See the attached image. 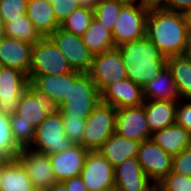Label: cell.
I'll return each mask as SVG.
<instances>
[{
  "mask_svg": "<svg viewBox=\"0 0 191 191\" xmlns=\"http://www.w3.org/2000/svg\"><path fill=\"white\" fill-rule=\"evenodd\" d=\"M136 158L155 185L172 171V156L152 139L140 142Z\"/></svg>",
  "mask_w": 191,
  "mask_h": 191,
  "instance_id": "7c38bea8",
  "label": "cell"
},
{
  "mask_svg": "<svg viewBox=\"0 0 191 191\" xmlns=\"http://www.w3.org/2000/svg\"><path fill=\"white\" fill-rule=\"evenodd\" d=\"M4 21H3V18L1 17L0 15V36L3 35V32H4Z\"/></svg>",
  "mask_w": 191,
  "mask_h": 191,
  "instance_id": "f6af8a7d",
  "label": "cell"
},
{
  "mask_svg": "<svg viewBox=\"0 0 191 191\" xmlns=\"http://www.w3.org/2000/svg\"><path fill=\"white\" fill-rule=\"evenodd\" d=\"M88 74L100 93L108 85L118 80L126 79L127 72L124 60L118 47L93 55Z\"/></svg>",
  "mask_w": 191,
  "mask_h": 191,
  "instance_id": "ba28073f",
  "label": "cell"
},
{
  "mask_svg": "<svg viewBox=\"0 0 191 191\" xmlns=\"http://www.w3.org/2000/svg\"><path fill=\"white\" fill-rule=\"evenodd\" d=\"M48 191H67L62 182H56Z\"/></svg>",
  "mask_w": 191,
  "mask_h": 191,
  "instance_id": "ee69618b",
  "label": "cell"
},
{
  "mask_svg": "<svg viewBox=\"0 0 191 191\" xmlns=\"http://www.w3.org/2000/svg\"><path fill=\"white\" fill-rule=\"evenodd\" d=\"M3 35L12 37L32 45L39 42L43 37L36 30L27 14L21 18L12 19L4 24Z\"/></svg>",
  "mask_w": 191,
  "mask_h": 191,
  "instance_id": "f1b7e54d",
  "label": "cell"
},
{
  "mask_svg": "<svg viewBox=\"0 0 191 191\" xmlns=\"http://www.w3.org/2000/svg\"><path fill=\"white\" fill-rule=\"evenodd\" d=\"M172 172L191 176V145L172 157Z\"/></svg>",
  "mask_w": 191,
  "mask_h": 191,
  "instance_id": "8d00e7d4",
  "label": "cell"
},
{
  "mask_svg": "<svg viewBox=\"0 0 191 191\" xmlns=\"http://www.w3.org/2000/svg\"><path fill=\"white\" fill-rule=\"evenodd\" d=\"M189 33H191V8L183 13Z\"/></svg>",
  "mask_w": 191,
  "mask_h": 191,
  "instance_id": "7bdbcfd3",
  "label": "cell"
},
{
  "mask_svg": "<svg viewBox=\"0 0 191 191\" xmlns=\"http://www.w3.org/2000/svg\"><path fill=\"white\" fill-rule=\"evenodd\" d=\"M150 5L142 0H129L122 7L112 31L115 47L146 36V22Z\"/></svg>",
  "mask_w": 191,
  "mask_h": 191,
  "instance_id": "277c9868",
  "label": "cell"
},
{
  "mask_svg": "<svg viewBox=\"0 0 191 191\" xmlns=\"http://www.w3.org/2000/svg\"><path fill=\"white\" fill-rule=\"evenodd\" d=\"M87 191H114V168L98 151H89L80 174Z\"/></svg>",
  "mask_w": 191,
  "mask_h": 191,
  "instance_id": "8fae6325",
  "label": "cell"
},
{
  "mask_svg": "<svg viewBox=\"0 0 191 191\" xmlns=\"http://www.w3.org/2000/svg\"><path fill=\"white\" fill-rule=\"evenodd\" d=\"M2 169H3V159L0 161V180L2 176Z\"/></svg>",
  "mask_w": 191,
  "mask_h": 191,
  "instance_id": "c3c4849f",
  "label": "cell"
},
{
  "mask_svg": "<svg viewBox=\"0 0 191 191\" xmlns=\"http://www.w3.org/2000/svg\"><path fill=\"white\" fill-rule=\"evenodd\" d=\"M177 101L145 100V117L150 131L156 132L176 122Z\"/></svg>",
  "mask_w": 191,
  "mask_h": 191,
  "instance_id": "44dd1931",
  "label": "cell"
},
{
  "mask_svg": "<svg viewBox=\"0 0 191 191\" xmlns=\"http://www.w3.org/2000/svg\"><path fill=\"white\" fill-rule=\"evenodd\" d=\"M115 191H154L156 185L142 170L136 157L114 168Z\"/></svg>",
  "mask_w": 191,
  "mask_h": 191,
  "instance_id": "2e32d148",
  "label": "cell"
},
{
  "mask_svg": "<svg viewBox=\"0 0 191 191\" xmlns=\"http://www.w3.org/2000/svg\"><path fill=\"white\" fill-rule=\"evenodd\" d=\"M17 159L24 166L27 175L36 189L48 191L58 182L54 176L48 154L35 151L31 148H22L17 155Z\"/></svg>",
  "mask_w": 191,
  "mask_h": 191,
  "instance_id": "5bb4252c",
  "label": "cell"
},
{
  "mask_svg": "<svg viewBox=\"0 0 191 191\" xmlns=\"http://www.w3.org/2000/svg\"><path fill=\"white\" fill-rule=\"evenodd\" d=\"M28 76L14 68L0 66V112L10 116L17 111L21 95L27 89Z\"/></svg>",
  "mask_w": 191,
  "mask_h": 191,
  "instance_id": "4fadbf2b",
  "label": "cell"
},
{
  "mask_svg": "<svg viewBox=\"0 0 191 191\" xmlns=\"http://www.w3.org/2000/svg\"><path fill=\"white\" fill-rule=\"evenodd\" d=\"M33 45L5 35L0 36V66L17 69L28 76Z\"/></svg>",
  "mask_w": 191,
  "mask_h": 191,
  "instance_id": "d6986e66",
  "label": "cell"
},
{
  "mask_svg": "<svg viewBox=\"0 0 191 191\" xmlns=\"http://www.w3.org/2000/svg\"><path fill=\"white\" fill-rule=\"evenodd\" d=\"M31 83L60 105L69 90V73L36 76Z\"/></svg>",
  "mask_w": 191,
  "mask_h": 191,
  "instance_id": "4316f807",
  "label": "cell"
},
{
  "mask_svg": "<svg viewBox=\"0 0 191 191\" xmlns=\"http://www.w3.org/2000/svg\"><path fill=\"white\" fill-rule=\"evenodd\" d=\"M144 100L178 101L179 93L168 67H164L156 77L143 88Z\"/></svg>",
  "mask_w": 191,
  "mask_h": 191,
  "instance_id": "7402d4cb",
  "label": "cell"
},
{
  "mask_svg": "<svg viewBox=\"0 0 191 191\" xmlns=\"http://www.w3.org/2000/svg\"><path fill=\"white\" fill-rule=\"evenodd\" d=\"M62 122L66 136L74 143L81 144L86 119L70 118L69 116H62Z\"/></svg>",
  "mask_w": 191,
  "mask_h": 191,
  "instance_id": "d590c367",
  "label": "cell"
},
{
  "mask_svg": "<svg viewBox=\"0 0 191 191\" xmlns=\"http://www.w3.org/2000/svg\"><path fill=\"white\" fill-rule=\"evenodd\" d=\"M146 36L166 57L186 55L189 31L183 13L159 4H151L146 22Z\"/></svg>",
  "mask_w": 191,
  "mask_h": 191,
  "instance_id": "6da1fadb",
  "label": "cell"
},
{
  "mask_svg": "<svg viewBox=\"0 0 191 191\" xmlns=\"http://www.w3.org/2000/svg\"><path fill=\"white\" fill-rule=\"evenodd\" d=\"M72 145L74 143L65 134L62 114L59 111L47 115L40 125L35 128V137L29 148L52 155L65 151Z\"/></svg>",
  "mask_w": 191,
  "mask_h": 191,
  "instance_id": "52a82bcc",
  "label": "cell"
},
{
  "mask_svg": "<svg viewBox=\"0 0 191 191\" xmlns=\"http://www.w3.org/2000/svg\"><path fill=\"white\" fill-rule=\"evenodd\" d=\"M62 183L65 185L67 191H87V188L83 183L81 176L66 179L62 181Z\"/></svg>",
  "mask_w": 191,
  "mask_h": 191,
  "instance_id": "60d3db41",
  "label": "cell"
},
{
  "mask_svg": "<svg viewBox=\"0 0 191 191\" xmlns=\"http://www.w3.org/2000/svg\"><path fill=\"white\" fill-rule=\"evenodd\" d=\"M88 152L82 145L74 144L65 151L49 155L56 180L62 182L80 176Z\"/></svg>",
  "mask_w": 191,
  "mask_h": 191,
  "instance_id": "ac0fdd59",
  "label": "cell"
},
{
  "mask_svg": "<svg viewBox=\"0 0 191 191\" xmlns=\"http://www.w3.org/2000/svg\"><path fill=\"white\" fill-rule=\"evenodd\" d=\"M166 66L175 81L180 99L191 100V56L168 57Z\"/></svg>",
  "mask_w": 191,
  "mask_h": 191,
  "instance_id": "484cf974",
  "label": "cell"
},
{
  "mask_svg": "<svg viewBox=\"0 0 191 191\" xmlns=\"http://www.w3.org/2000/svg\"><path fill=\"white\" fill-rule=\"evenodd\" d=\"M27 3L28 0H0V15L4 23L25 15Z\"/></svg>",
  "mask_w": 191,
  "mask_h": 191,
  "instance_id": "e575fe53",
  "label": "cell"
},
{
  "mask_svg": "<svg viewBox=\"0 0 191 191\" xmlns=\"http://www.w3.org/2000/svg\"><path fill=\"white\" fill-rule=\"evenodd\" d=\"M148 4H159L162 0H142Z\"/></svg>",
  "mask_w": 191,
  "mask_h": 191,
  "instance_id": "bcb514c9",
  "label": "cell"
},
{
  "mask_svg": "<svg viewBox=\"0 0 191 191\" xmlns=\"http://www.w3.org/2000/svg\"><path fill=\"white\" fill-rule=\"evenodd\" d=\"M49 38L63 53L74 71L80 73H88L90 71L93 54L83 43L81 36L72 34L59 27Z\"/></svg>",
  "mask_w": 191,
  "mask_h": 191,
  "instance_id": "30bf717a",
  "label": "cell"
},
{
  "mask_svg": "<svg viewBox=\"0 0 191 191\" xmlns=\"http://www.w3.org/2000/svg\"><path fill=\"white\" fill-rule=\"evenodd\" d=\"M118 49L124 60L127 78L142 89L166 67L167 58L147 36L123 43Z\"/></svg>",
  "mask_w": 191,
  "mask_h": 191,
  "instance_id": "7a4b0ae2",
  "label": "cell"
},
{
  "mask_svg": "<svg viewBox=\"0 0 191 191\" xmlns=\"http://www.w3.org/2000/svg\"><path fill=\"white\" fill-rule=\"evenodd\" d=\"M45 1H47L48 3H51V4H53L55 2V0H45Z\"/></svg>",
  "mask_w": 191,
  "mask_h": 191,
  "instance_id": "681fc988",
  "label": "cell"
},
{
  "mask_svg": "<svg viewBox=\"0 0 191 191\" xmlns=\"http://www.w3.org/2000/svg\"><path fill=\"white\" fill-rule=\"evenodd\" d=\"M101 102L116 109L144 104L143 89L130 79H121L108 85L101 93Z\"/></svg>",
  "mask_w": 191,
  "mask_h": 191,
  "instance_id": "e0dca14e",
  "label": "cell"
},
{
  "mask_svg": "<svg viewBox=\"0 0 191 191\" xmlns=\"http://www.w3.org/2000/svg\"><path fill=\"white\" fill-rule=\"evenodd\" d=\"M74 71L63 53L49 37L33 45L28 80L36 76L59 75Z\"/></svg>",
  "mask_w": 191,
  "mask_h": 191,
  "instance_id": "5b68a950",
  "label": "cell"
},
{
  "mask_svg": "<svg viewBox=\"0 0 191 191\" xmlns=\"http://www.w3.org/2000/svg\"><path fill=\"white\" fill-rule=\"evenodd\" d=\"M151 139L172 157L191 145V133L176 123L153 132Z\"/></svg>",
  "mask_w": 191,
  "mask_h": 191,
  "instance_id": "d4e9b609",
  "label": "cell"
},
{
  "mask_svg": "<svg viewBox=\"0 0 191 191\" xmlns=\"http://www.w3.org/2000/svg\"><path fill=\"white\" fill-rule=\"evenodd\" d=\"M93 19V10L79 7L66 18L60 27L72 34L82 36L90 27Z\"/></svg>",
  "mask_w": 191,
  "mask_h": 191,
  "instance_id": "4dcf8cb0",
  "label": "cell"
},
{
  "mask_svg": "<svg viewBox=\"0 0 191 191\" xmlns=\"http://www.w3.org/2000/svg\"><path fill=\"white\" fill-rule=\"evenodd\" d=\"M52 7L56 20L61 25L66 18L80 6L77 0H55Z\"/></svg>",
  "mask_w": 191,
  "mask_h": 191,
  "instance_id": "74e56055",
  "label": "cell"
},
{
  "mask_svg": "<svg viewBox=\"0 0 191 191\" xmlns=\"http://www.w3.org/2000/svg\"><path fill=\"white\" fill-rule=\"evenodd\" d=\"M36 189L22 163L16 159H3L0 191H33Z\"/></svg>",
  "mask_w": 191,
  "mask_h": 191,
  "instance_id": "cb8c5ba5",
  "label": "cell"
},
{
  "mask_svg": "<svg viewBox=\"0 0 191 191\" xmlns=\"http://www.w3.org/2000/svg\"><path fill=\"white\" fill-rule=\"evenodd\" d=\"M187 55L191 56V33H189V46H188Z\"/></svg>",
  "mask_w": 191,
  "mask_h": 191,
  "instance_id": "7dc6e473",
  "label": "cell"
},
{
  "mask_svg": "<svg viewBox=\"0 0 191 191\" xmlns=\"http://www.w3.org/2000/svg\"><path fill=\"white\" fill-rule=\"evenodd\" d=\"M10 128L13 134L14 142L22 148H29L35 137V128L23 121V118L16 113L9 116Z\"/></svg>",
  "mask_w": 191,
  "mask_h": 191,
  "instance_id": "1f68e13d",
  "label": "cell"
},
{
  "mask_svg": "<svg viewBox=\"0 0 191 191\" xmlns=\"http://www.w3.org/2000/svg\"><path fill=\"white\" fill-rule=\"evenodd\" d=\"M129 0H101L93 10L94 18L110 32L113 31L122 7Z\"/></svg>",
  "mask_w": 191,
  "mask_h": 191,
  "instance_id": "f546056e",
  "label": "cell"
},
{
  "mask_svg": "<svg viewBox=\"0 0 191 191\" xmlns=\"http://www.w3.org/2000/svg\"><path fill=\"white\" fill-rule=\"evenodd\" d=\"M175 123L191 133V100L177 101Z\"/></svg>",
  "mask_w": 191,
  "mask_h": 191,
  "instance_id": "f35d334b",
  "label": "cell"
},
{
  "mask_svg": "<svg viewBox=\"0 0 191 191\" xmlns=\"http://www.w3.org/2000/svg\"><path fill=\"white\" fill-rule=\"evenodd\" d=\"M100 101V92L88 73L69 72L68 94L59 105L62 116L87 119Z\"/></svg>",
  "mask_w": 191,
  "mask_h": 191,
  "instance_id": "3957f363",
  "label": "cell"
},
{
  "mask_svg": "<svg viewBox=\"0 0 191 191\" xmlns=\"http://www.w3.org/2000/svg\"><path fill=\"white\" fill-rule=\"evenodd\" d=\"M81 37L83 43L93 55L116 48L112 37V32L107 30L95 18L92 20L90 27Z\"/></svg>",
  "mask_w": 191,
  "mask_h": 191,
  "instance_id": "83f0119b",
  "label": "cell"
},
{
  "mask_svg": "<svg viewBox=\"0 0 191 191\" xmlns=\"http://www.w3.org/2000/svg\"><path fill=\"white\" fill-rule=\"evenodd\" d=\"M33 191H47V190L34 189Z\"/></svg>",
  "mask_w": 191,
  "mask_h": 191,
  "instance_id": "f907efd6",
  "label": "cell"
},
{
  "mask_svg": "<svg viewBox=\"0 0 191 191\" xmlns=\"http://www.w3.org/2000/svg\"><path fill=\"white\" fill-rule=\"evenodd\" d=\"M159 5L172 11L184 13L191 8V0H162Z\"/></svg>",
  "mask_w": 191,
  "mask_h": 191,
  "instance_id": "ab89813d",
  "label": "cell"
},
{
  "mask_svg": "<svg viewBox=\"0 0 191 191\" xmlns=\"http://www.w3.org/2000/svg\"><path fill=\"white\" fill-rule=\"evenodd\" d=\"M117 109L100 101L88 116L82 145L88 151H97L116 132Z\"/></svg>",
  "mask_w": 191,
  "mask_h": 191,
  "instance_id": "8992f818",
  "label": "cell"
},
{
  "mask_svg": "<svg viewBox=\"0 0 191 191\" xmlns=\"http://www.w3.org/2000/svg\"><path fill=\"white\" fill-rule=\"evenodd\" d=\"M26 14L42 37H49L60 27L52 4L45 0H28Z\"/></svg>",
  "mask_w": 191,
  "mask_h": 191,
  "instance_id": "603a6c76",
  "label": "cell"
},
{
  "mask_svg": "<svg viewBox=\"0 0 191 191\" xmlns=\"http://www.w3.org/2000/svg\"><path fill=\"white\" fill-rule=\"evenodd\" d=\"M115 133L137 142L151 139L152 132L146 121L144 104L117 109Z\"/></svg>",
  "mask_w": 191,
  "mask_h": 191,
  "instance_id": "9a60e30c",
  "label": "cell"
},
{
  "mask_svg": "<svg viewBox=\"0 0 191 191\" xmlns=\"http://www.w3.org/2000/svg\"><path fill=\"white\" fill-rule=\"evenodd\" d=\"M158 191H191V176L172 171L156 185Z\"/></svg>",
  "mask_w": 191,
  "mask_h": 191,
  "instance_id": "836d02e7",
  "label": "cell"
},
{
  "mask_svg": "<svg viewBox=\"0 0 191 191\" xmlns=\"http://www.w3.org/2000/svg\"><path fill=\"white\" fill-rule=\"evenodd\" d=\"M20 150L14 142L9 116L0 112V156L3 159H16Z\"/></svg>",
  "mask_w": 191,
  "mask_h": 191,
  "instance_id": "d6a6232c",
  "label": "cell"
},
{
  "mask_svg": "<svg viewBox=\"0 0 191 191\" xmlns=\"http://www.w3.org/2000/svg\"><path fill=\"white\" fill-rule=\"evenodd\" d=\"M140 142L114 133L97 150L113 166H119L126 159L137 156Z\"/></svg>",
  "mask_w": 191,
  "mask_h": 191,
  "instance_id": "ffe728a7",
  "label": "cell"
},
{
  "mask_svg": "<svg viewBox=\"0 0 191 191\" xmlns=\"http://www.w3.org/2000/svg\"><path fill=\"white\" fill-rule=\"evenodd\" d=\"M59 111V105L29 81L27 89L20 97L16 114L37 128L47 115Z\"/></svg>",
  "mask_w": 191,
  "mask_h": 191,
  "instance_id": "9c48e42d",
  "label": "cell"
},
{
  "mask_svg": "<svg viewBox=\"0 0 191 191\" xmlns=\"http://www.w3.org/2000/svg\"><path fill=\"white\" fill-rule=\"evenodd\" d=\"M80 7L94 10L101 0H77Z\"/></svg>",
  "mask_w": 191,
  "mask_h": 191,
  "instance_id": "b9f144b4",
  "label": "cell"
}]
</instances>
